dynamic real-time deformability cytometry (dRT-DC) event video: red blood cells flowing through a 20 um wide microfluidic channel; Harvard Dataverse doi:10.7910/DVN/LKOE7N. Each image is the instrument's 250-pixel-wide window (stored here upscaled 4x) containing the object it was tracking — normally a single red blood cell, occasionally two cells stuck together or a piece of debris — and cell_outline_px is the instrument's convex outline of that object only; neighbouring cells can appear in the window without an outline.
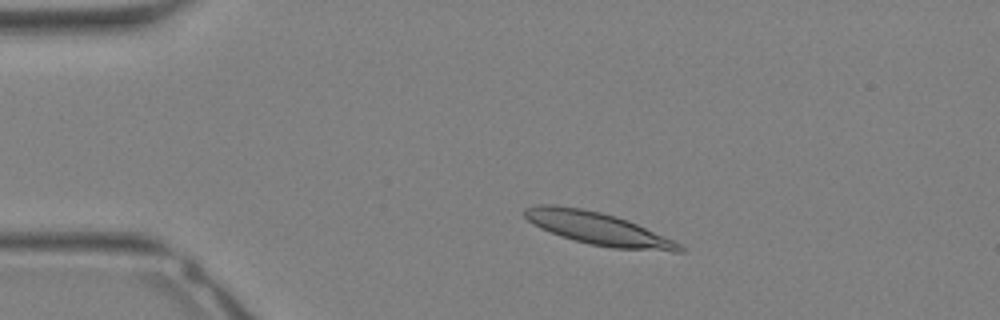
{"species": "Egyptian fruit bat (a non-hibernating species)", "species_latin": "Rousettus aegyptiacus", "temperature_condition": "warm", "stored_images_in_passage": 8, "camera_frame_rate_fps": 3000, "um_per_image_px": 0.085, "animal": {"sex": "female"}, "frame": {"image": 1, "passage_image": 5, "time_ms": 1.333, "image_size_px": [1000, 320], "cell_outline_px": [[684, 252], [676, 252], [612, 248], [592, 244], [576, 240], [540, 228], [532, 224], [524, 216], [524, 208], [540, 204], [552, 204], [580, 208], [600, 212], [616, 216], [628, 220], [672, 240], [680, 244], [684, 248]], "centroid_in_image_um": [50.83, 19.42], "position_along_channel_um": 34.2, "area_um2": 28.96}}